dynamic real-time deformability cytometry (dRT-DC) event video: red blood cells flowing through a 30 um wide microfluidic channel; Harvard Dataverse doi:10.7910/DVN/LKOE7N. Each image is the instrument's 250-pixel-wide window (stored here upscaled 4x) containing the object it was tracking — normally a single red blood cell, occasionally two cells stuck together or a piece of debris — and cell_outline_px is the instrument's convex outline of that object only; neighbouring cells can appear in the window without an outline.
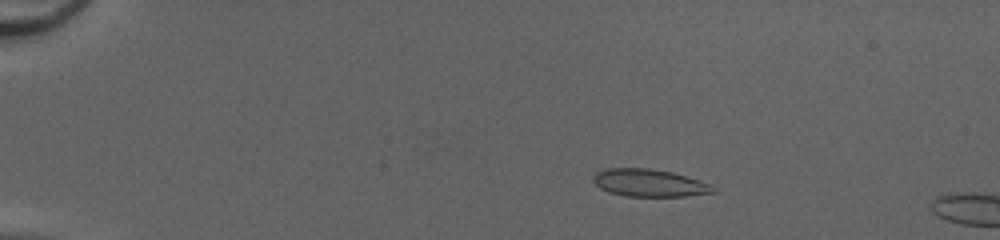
{"species": "common noctule bat (a hibernating species)", "species_latin": "Nyctalus noctula", "temperature_condition": "cold", "stored_images_in_passage": 15, "camera_frame_rate_fps": 3000, "um_per_image_px": 0.085, "animal": {"sex": "female", "body_mass_g": 20.0, "forearm_length_mm": 54.0}, "frame": {"image": 1, "passage_image": 11, "time_ms": 3.333, "image_size_px": [1000, 240], "cell_outline_px": [[716, 192], [684, 196], [628, 196], [612, 192], [600, 188], [592, 180], [592, 176], [596, 172], [608, 168], [648, 168], [672, 172], [712, 184], [716, 188]], "centroid_in_image_um": [55.21, 15.54], "position_along_channel_um": 29.8, "area_um2": 19.07}}